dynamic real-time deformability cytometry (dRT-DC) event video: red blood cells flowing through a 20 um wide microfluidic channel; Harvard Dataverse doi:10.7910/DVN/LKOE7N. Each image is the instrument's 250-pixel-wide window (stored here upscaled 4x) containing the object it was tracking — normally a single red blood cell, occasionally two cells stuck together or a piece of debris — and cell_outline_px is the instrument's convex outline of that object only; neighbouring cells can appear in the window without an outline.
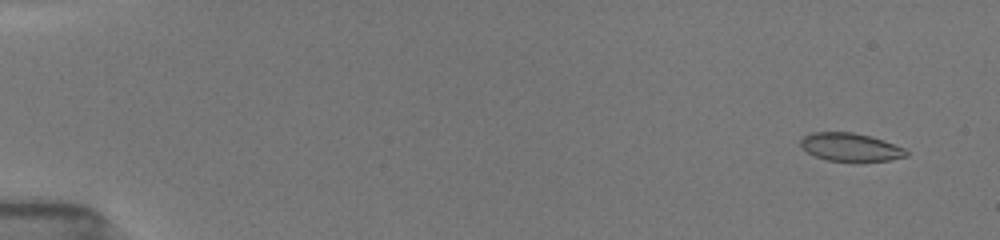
{"species": "common noctule bat (a hibernating species)", "species_latin": "Nyctalus noctula", "temperature_condition": "room temperature", "stored_images_in_passage": 23, "camera_frame_rate_fps": 3000, "um_per_image_px": 0.085, "animal": {"sex": "female", "body_mass_g": 19.5, "forearm_length_mm": 54.1}, "frame": {"image": 1, "passage_image": 3, "time_ms": 0.667, "image_size_px": [1000, 240], "cell_outline_px": [[908, 156], [888, 160], [828, 160], [816, 156], [808, 152], [800, 144], [800, 140], [804, 136], [812, 132], [852, 132], [884, 140], [904, 148], [908, 152]], "centroid_in_image_um": [72.29, 12.48], "position_along_channel_um": 12.7, "area_um2": 16.88}}
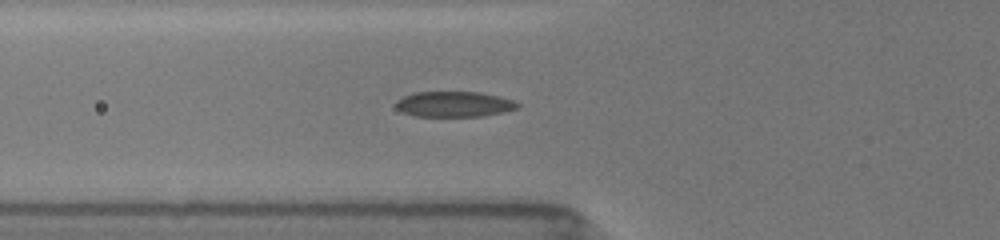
{"frame": {"image": 2, "passage_image": 18, "time_ms": 6.333, "image_size_px": [1000, 240], "cell_outline_px": [[520, 108], [504, 112], [484, 116], [416, 116], [404, 112], [396, 108], [396, 100], [412, 92], [480, 92], [500, 96], [512, 100], [520, 104]], "centroid_in_image_um": [38.63, 8.85], "position_along_channel_um": 87.2, "area_um2": 18.15}}
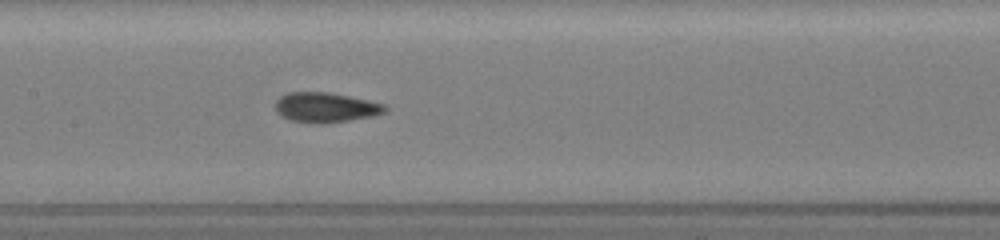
{"frame": {"image": 3, "passage_image": 23, "time_ms": 8.667, "image_size_px": [1000, 240], "cell_outline_px": [[388, 108], [384, 112], [372, 116], [324, 124], [316, 124], [292, 120], [280, 116], [276, 112], [276, 100], [280, 96], [288, 92], [332, 92], [368, 100], [384, 104]], "centroid_in_image_um": [27.65, 9.12], "position_along_channel_um": 179.7, "area_um2": 19.19}}